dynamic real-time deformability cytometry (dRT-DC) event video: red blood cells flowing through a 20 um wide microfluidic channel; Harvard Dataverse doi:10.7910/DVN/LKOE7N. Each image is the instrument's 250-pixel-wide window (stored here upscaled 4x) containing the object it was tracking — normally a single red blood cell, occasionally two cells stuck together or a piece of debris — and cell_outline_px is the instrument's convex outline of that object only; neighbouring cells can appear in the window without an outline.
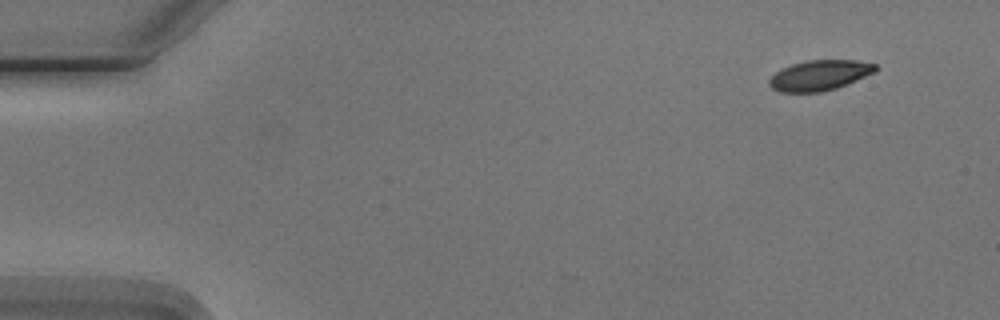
{"species": "Egyptian fruit bat (a non-hibernating species)", "species_latin": "Rousettus aegyptiacus", "temperature_condition": "cold", "stored_images_in_passage": 6, "camera_frame_rate_fps": 3000, "um_per_image_px": 0.085, "animal": {"sex": "male"}, "frame": {"image": 1, "passage_image": 1, "time_ms": 0.0, "image_size_px": [1000, 320], "cell_outline_px": [[880, 68], [876, 72], [836, 88], [820, 92], [780, 92], [772, 88], [768, 84], [768, 80], [776, 72], [792, 64], [808, 60], [856, 60], [876, 64]], "centroid_in_image_um": [69.69, 6.4], "position_along_channel_um": 15.3, "area_um2": 18.73}}
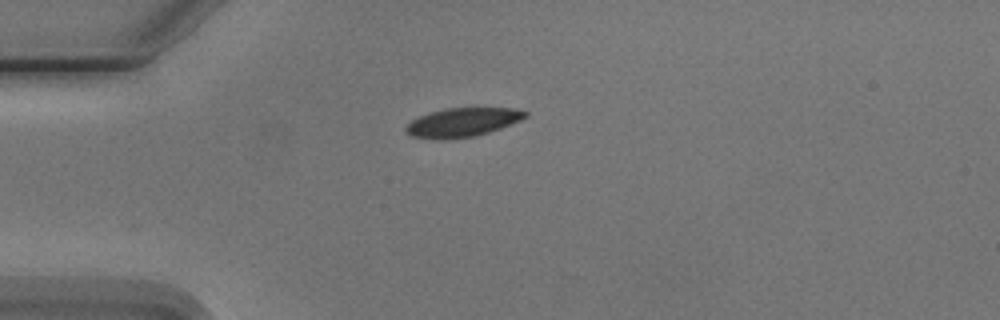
{"frame": {"image": 2, "passage_image": 4, "time_ms": 3.333, "image_size_px": [1000, 320], "cell_outline_px": [[528, 116], [520, 120], [500, 128], [476, 136], [444, 140], [440, 140], [412, 136], [404, 128], [412, 120], [420, 116], [432, 112], [448, 108], [512, 108], [528, 112]], "centroid_in_image_um": [39.32, 10.4], "position_along_channel_um": 45.7, "area_um2": 19.88}}
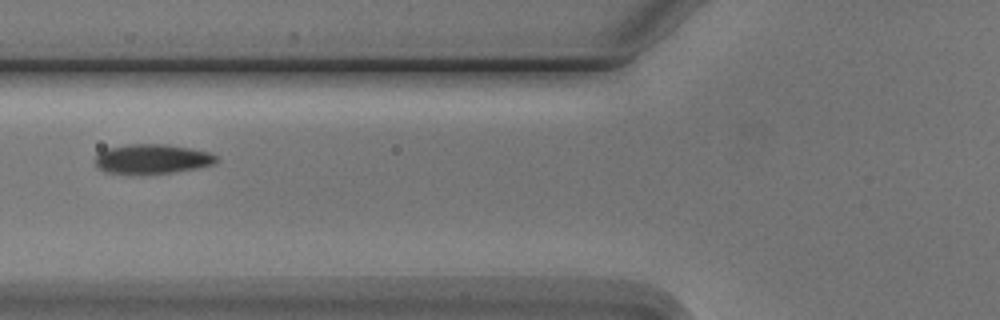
{"frame": {"image": 3, "passage_image": 6, "time_ms": 5.667, "image_size_px": [1000, 320], "cell_outline_px": [[220, 156], [216, 164], [196, 168], [172, 172], [104, 172], [96, 168], [96, 156], [100, 152], [108, 148], [128, 144], [168, 144], [192, 148], [212, 152]], "centroid_in_image_um": [13.02, 13.48], "position_along_channel_um": 112.8, "area_um2": 20.69}}